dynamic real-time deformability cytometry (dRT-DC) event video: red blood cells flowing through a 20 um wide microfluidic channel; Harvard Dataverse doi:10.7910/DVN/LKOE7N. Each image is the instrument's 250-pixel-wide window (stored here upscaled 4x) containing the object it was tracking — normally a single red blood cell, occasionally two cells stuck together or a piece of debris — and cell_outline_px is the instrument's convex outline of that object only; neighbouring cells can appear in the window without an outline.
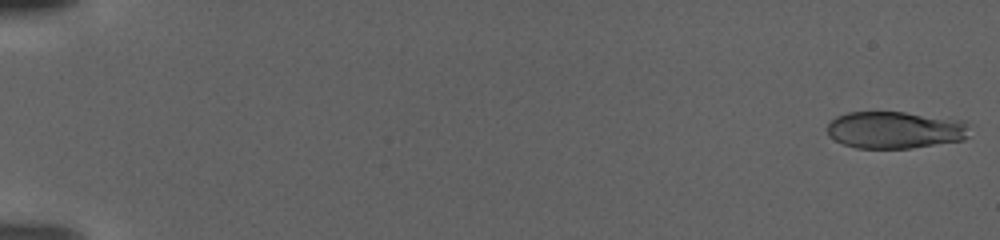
{"species": "human", "species_latin": "Homo sapiens", "temperature_condition": "warm", "stored_images_in_passage": 109, "camera_frame_rate_fps": 3000, "um_per_image_px": 0.085, "donor": {"sex": "female"}, "frame": {"image": 1, "passage_image": 2, "time_ms": 0.333, "image_size_px": [1000, 240], "cell_outline_px": [[968, 136], [964, 140], [908, 148], [856, 148], [844, 144], [828, 136], [828, 124], [836, 116], [848, 112], [904, 112], [968, 120]], "centroid_in_image_um": [76.12, 11.03], "position_along_channel_um": 8.9, "area_um2": 30.92}}
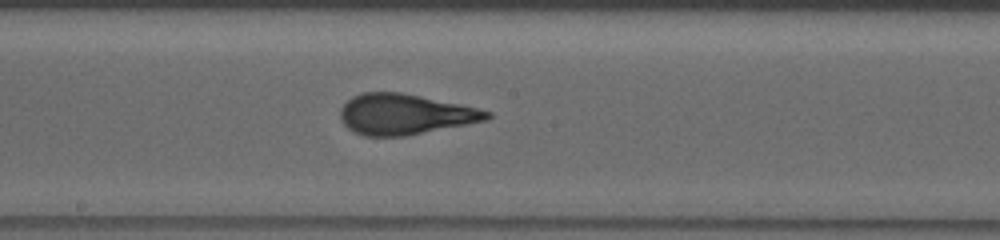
{"frame": {"image": 2, "passage_image": 63, "time_ms": 20.667, "image_size_px": [1000, 240], "cell_outline_px": [[492, 116], [488, 120], [468, 124], [404, 136], [364, 136], [352, 132], [340, 120], [340, 108], [352, 96], [364, 92], [400, 92], [460, 104], [492, 112]], "centroid_in_image_um": [34.39, 9.72], "position_along_channel_um": 213.8, "area_um2": 34.62}}
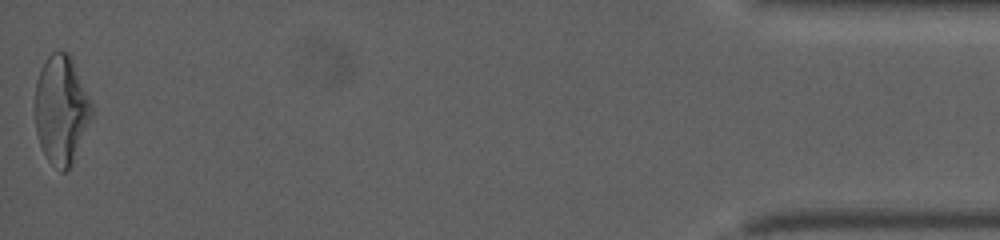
{"frame": {"image": 3, "passage_image": 109, "time_ms": 36.0, "image_size_px": [1000, 240], "cell_outline_px": [[96, 112], [72, 164], [64, 172], [60, 172], [48, 160], [40, 144], [36, 132], [36, 80], [48, 56], [52, 52], [68, 52], [72, 56], [92, 100]], "centroid_in_image_um": [5.28, 9.33], "position_along_channel_um": 429.9, "area_um2": 36.41}}